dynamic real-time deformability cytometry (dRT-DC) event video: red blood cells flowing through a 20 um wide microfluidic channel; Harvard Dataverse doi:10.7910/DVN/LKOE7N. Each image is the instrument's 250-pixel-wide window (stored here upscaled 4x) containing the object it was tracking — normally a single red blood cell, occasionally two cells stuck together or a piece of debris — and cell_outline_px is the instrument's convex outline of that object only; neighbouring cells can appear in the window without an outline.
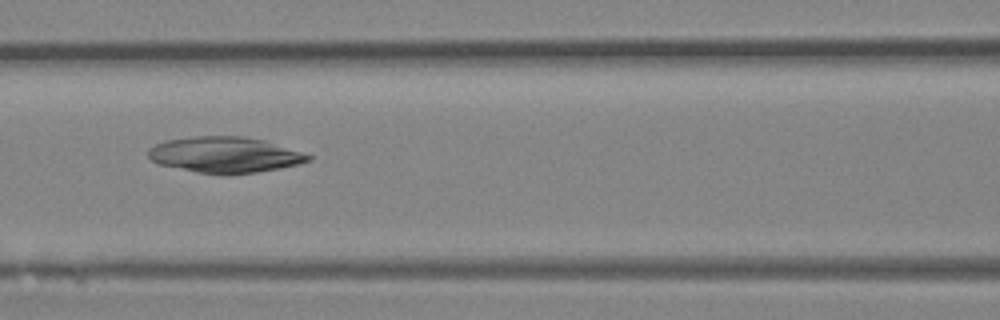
{"species": "Egyptian fruit bat (a non-hibernating species)", "species_latin": "Rousettus aegyptiacus", "temperature_condition": "room temperature", "stored_images_in_passage": 36, "camera_frame_rate_fps": 3000, "um_per_image_px": 0.085, "animal": {"sex": "female"}, "frame": {"image": 1, "passage_image": 14, "time_ms": 4.333, "image_size_px": [1000, 320], "cell_outline_px": [[312, 160], [300, 164], [280, 168], [256, 172], [196, 172], [160, 164], [152, 160], [148, 156], [148, 148], [156, 144], [168, 140], [196, 136], [244, 136], [264, 140], [312, 156]], "centroid_in_image_um": [19.11, 13.13], "position_along_channel_um": 147.5, "area_um2": 32.6}}
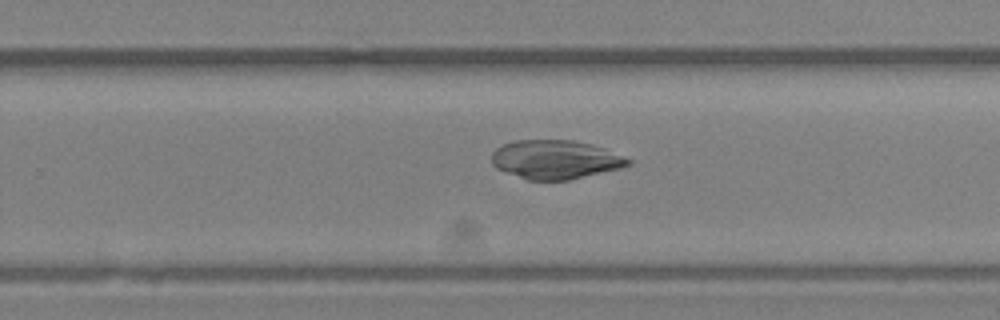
{"frame": {"image": 2, "passage_image": 22, "time_ms": 7.0, "image_size_px": [1000, 320], "cell_outline_px": [[632, 164], [620, 168], [568, 180], [528, 180], [496, 168], [492, 164], [492, 152], [496, 148], [512, 140], [572, 140], [592, 144], [604, 148], [632, 160]], "centroid_in_image_um": [47.2, 13.55], "position_along_channel_um": 282.6, "area_um2": 30.81}}
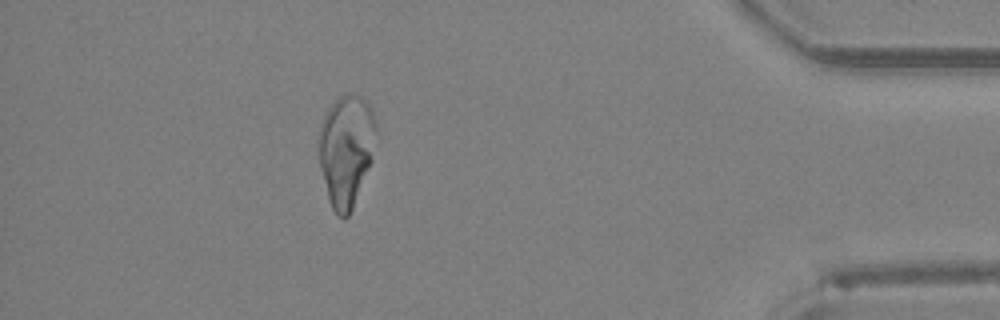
{"frame": {"image": 3, "passage_image": 32, "time_ms": 10.333, "image_size_px": [1000, 320], "cell_outline_px": [[376, 132], [372, 160], [352, 208], [348, 216], [344, 220], [336, 216], [328, 200], [320, 168], [316, 148], [316, 140], [324, 116], [328, 108], [340, 96], [348, 92], [360, 96], [368, 104], [376, 120]], "centroid_in_image_um": [29.39, 12.78], "position_along_channel_um": 405.8, "area_um2": 37.74}}